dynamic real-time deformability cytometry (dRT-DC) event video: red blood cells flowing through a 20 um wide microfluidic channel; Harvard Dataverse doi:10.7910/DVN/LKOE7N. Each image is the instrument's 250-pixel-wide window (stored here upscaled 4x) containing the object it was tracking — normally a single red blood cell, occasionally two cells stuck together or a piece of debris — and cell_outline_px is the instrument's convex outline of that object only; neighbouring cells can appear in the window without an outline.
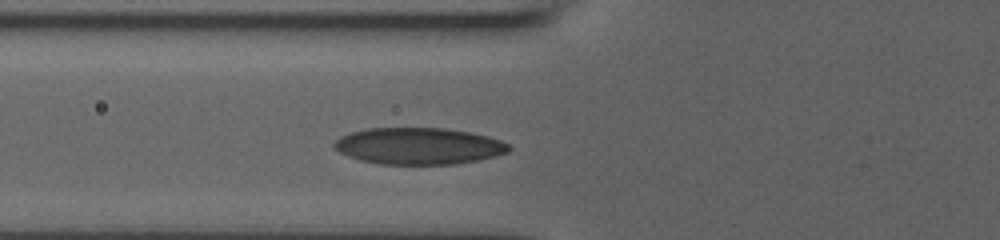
{"species": "human", "species_latin": "Homo sapiens", "temperature_condition": "room temperature", "stored_images_in_passage": 7, "camera_frame_rate_fps": 3000, "um_per_image_px": 0.085, "donor": {"sex": "male"}, "frame": {"image": 1, "passage_image": 3, "time_ms": 1.667, "image_size_px": [1000, 240], "cell_outline_px": [[512, 148], [508, 152], [496, 156], [480, 160], [456, 164], [380, 164], [360, 160], [348, 156], [332, 148], [332, 144], [340, 136], [364, 128], [444, 128], [468, 132], [488, 136], [500, 140], [508, 144]], "centroid_in_image_um": [35.58, 12.41], "position_along_channel_um": 90.2, "area_um2": 37.51}}
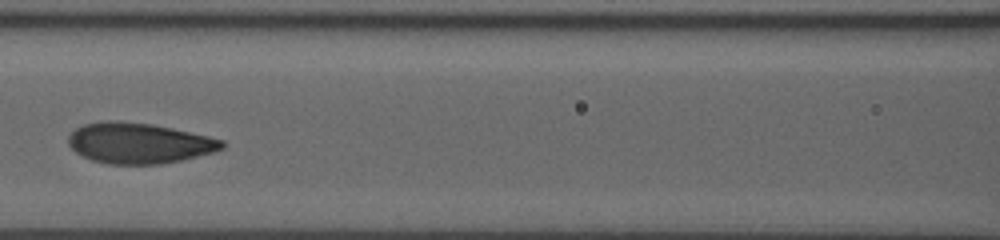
{"frame": {"image": 2, "passage_image": 5, "time_ms": 3.333, "image_size_px": [1000, 240], "cell_outline_px": [[224, 148], [212, 152], [180, 160], [160, 164], [108, 164], [92, 160], [76, 152], [68, 144], [68, 136], [76, 128], [84, 124], [108, 120], [116, 120], [152, 124], [172, 128], [208, 136], [224, 140]], "centroid_in_image_um": [11.79, 12.16], "position_along_channel_um": 154.8, "area_um2": 36.18}}
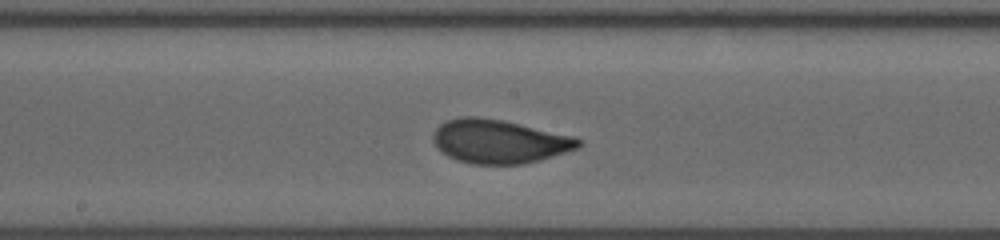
{"frame": {"image": 3, "passage_image": 7, "time_ms": 4.667, "image_size_px": [1000, 240], "cell_outline_px": [[584, 144], [580, 148], [540, 160], [524, 164], [472, 164], [456, 160], [448, 156], [436, 148], [432, 140], [432, 136], [436, 128], [440, 124], [448, 120], [464, 116], [476, 116], [504, 120], [576, 136], [584, 140]], "centroid_in_image_um": [42.48, 12.02], "position_along_channel_um": 205.7, "area_um2": 37.63}}